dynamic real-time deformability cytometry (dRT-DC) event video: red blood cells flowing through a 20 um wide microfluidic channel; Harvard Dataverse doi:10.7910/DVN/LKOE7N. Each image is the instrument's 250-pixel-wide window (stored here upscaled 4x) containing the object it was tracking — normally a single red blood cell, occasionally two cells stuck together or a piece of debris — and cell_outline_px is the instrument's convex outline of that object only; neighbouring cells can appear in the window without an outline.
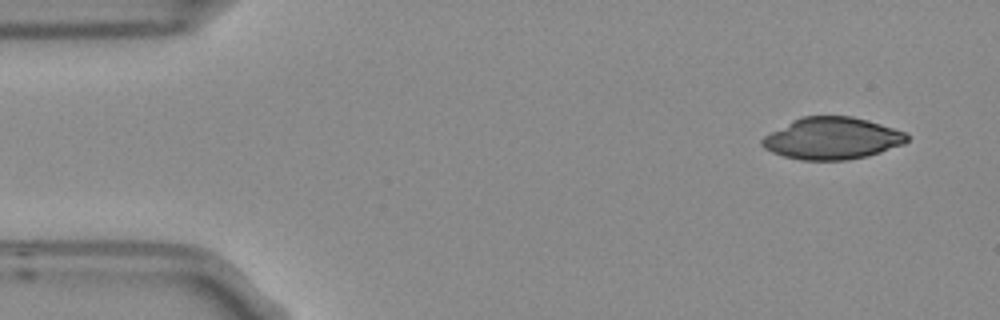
{"species": "Egyptian fruit bat (a non-hibernating species)", "species_latin": "Rousettus aegyptiacus", "temperature_condition": "room temperature", "stored_images_in_passage": 4, "camera_frame_rate_fps": 3000, "um_per_image_px": 0.085, "frame": {"image": 1, "passage_image": 1, "time_ms": 0.0, "image_size_px": [1000, 320], "cell_outline_px": [[908, 140], [904, 144], [868, 156], [848, 160], [800, 160], [784, 156], [772, 152], [764, 148], [760, 144], [760, 140], [764, 136], [792, 120], [804, 116], [852, 116], [868, 120], [904, 132], [908, 136]], "centroid_in_image_um": [70.71, 11.77], "position_along_channel_um": 14.3, "area_um2": 35.32}}